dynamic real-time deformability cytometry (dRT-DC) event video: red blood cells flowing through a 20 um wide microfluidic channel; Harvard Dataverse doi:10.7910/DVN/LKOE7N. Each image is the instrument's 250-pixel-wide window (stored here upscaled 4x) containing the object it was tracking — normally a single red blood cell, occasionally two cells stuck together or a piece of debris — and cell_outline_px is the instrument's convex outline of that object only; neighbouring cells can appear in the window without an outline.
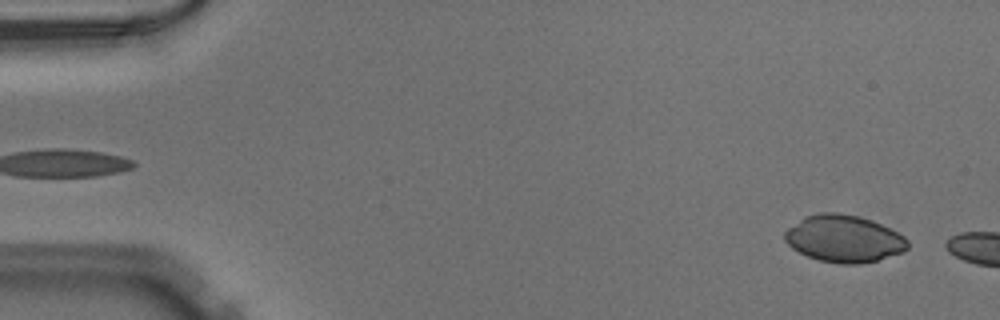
{"species": "Egyptian fruit bat (a non-hibernating species)", "species_latin": "Rousettus aegyptiacus", "temperature_condition": "warm", "stored_images_in_passage": 7, "camera_frame_rate_fps": 3000, "um_per_image_px": 0.085, "animal": {"sex": "male"}, "frame": {"image": 1, "passage_image": 3, "time_ms": 0.667, "image_size_px": [1000, 320], "cell_outline_px": [[908, 248], [904, 252], [876, 260], [860, 264], [840, 264], [820, 260], [808, 256], [792, 248], [784, 240], [784, 232], [788, 228], [804, 216], [820, 212], [836, 212], [856, 216], [872, 220], [904, 236], [908, 240]], "centroid_in_image_um": [71.72, 20.28], "position_along_channel_um": 13.3, "area_um2": 33.64}}